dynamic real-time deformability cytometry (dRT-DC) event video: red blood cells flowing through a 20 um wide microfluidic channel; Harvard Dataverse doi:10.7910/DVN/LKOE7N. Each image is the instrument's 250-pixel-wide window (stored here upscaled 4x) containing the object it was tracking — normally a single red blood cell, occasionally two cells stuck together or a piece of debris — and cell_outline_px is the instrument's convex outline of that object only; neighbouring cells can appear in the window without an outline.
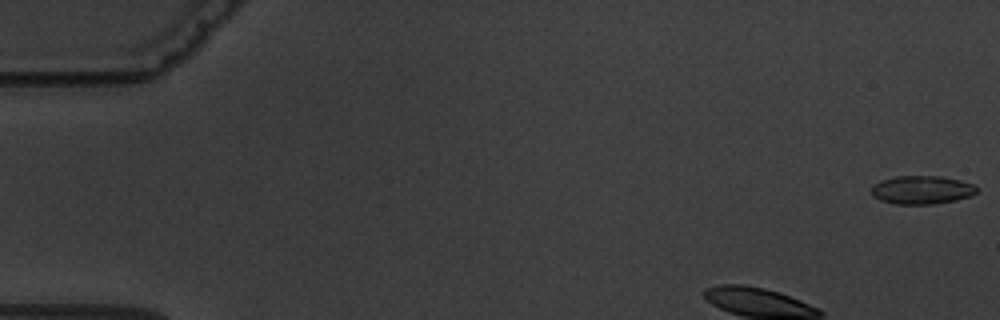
{"species": "common noctule bat (a hibernating species)", "species_latin": "Nyctalus noctula", "temperature_condition": "warm", "stored_images_in_passage": 5, "camera_frame_rate_fps": 3000, "um_per_image_px": 0.085, "animal": {"sex": "male", "body_mass_g": 19.5, "forearm_length_mm": 54.6}, "frame": {"image": 1, "passage_image": 1, "time_ms": 0.0, "image_size_px": [1000, 320], "cell_outline_px": [[980, 188], [972, 196], [956, 200], [932, 204], [896, 204], [880, 200], [872, 196], [872, 184], [880, 180], [896, 176], [940, 176], [960, 180], [976, 184]], "centroid_in_image_um": [78.38, 16.13], "position_along_channel_um": 6.6, "area_um2": 17.69}}